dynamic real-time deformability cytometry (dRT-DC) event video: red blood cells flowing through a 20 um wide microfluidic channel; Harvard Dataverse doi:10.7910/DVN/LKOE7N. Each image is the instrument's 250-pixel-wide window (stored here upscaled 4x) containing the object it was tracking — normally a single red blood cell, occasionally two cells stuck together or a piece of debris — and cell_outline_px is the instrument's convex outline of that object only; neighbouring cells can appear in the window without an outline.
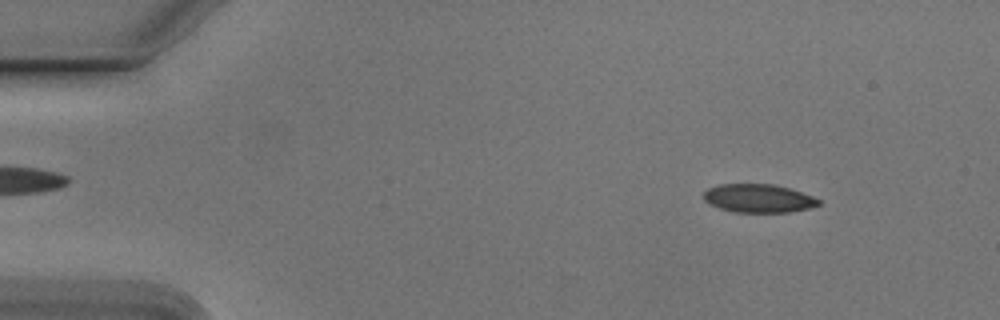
{"species": "Egyptian fruit bat (a non-hibernating species)", "species_latin": "Rousettus aegyptiacus", "temperature_condition": "cold", "stored_images_in_passage": 53, "camera_frame_rate_fps": 3000, "um_per_image_px": 0.085, "animal": {"sex": "male"}, "frame": {"image": 1, "passage_image": 6, "time_ms": 1.667, "image_size_px": [1000, 320], "cell_outline_px": [[820, 204], [808, 208], [788, 212], [736, 212], [720, 208], [704, 200], [704, 192], [708, 188], [720, 184], [772, 184], [788, 188], [812, 196], [820, 200]], "centroid_in_image_um": [64.46, 16.85], "position_along_channel_um": 20.5, "area_um2": 18.73}}
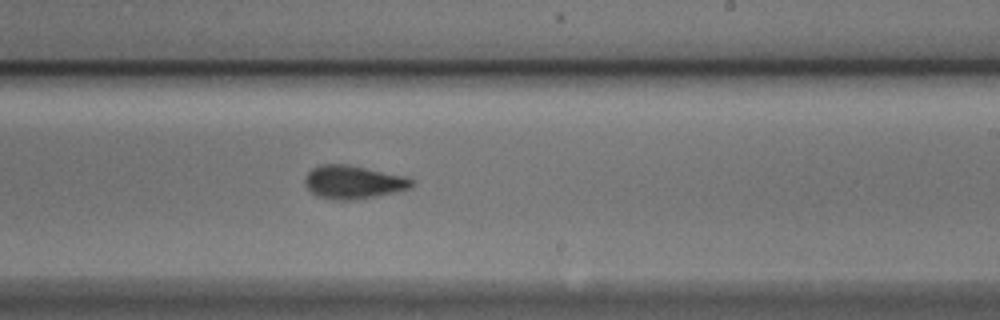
{"frame": {"image": 2, "passage_image": 32, "time_ms": 10.333, "image_size_px": [1000, 320], "cell_outline_px": [[416, 184], [412, 188], [396, 192], [356, 200], [336, 200], [316, 196], [304, 184], [304, 180], [308, 172], [312, 168], [320, 164], [348, 164], [408, 176]], "centroid_in_image_um": [30.06, 15.48], "position_along_channel_um": 258.9, "area_um2": 21.1}}
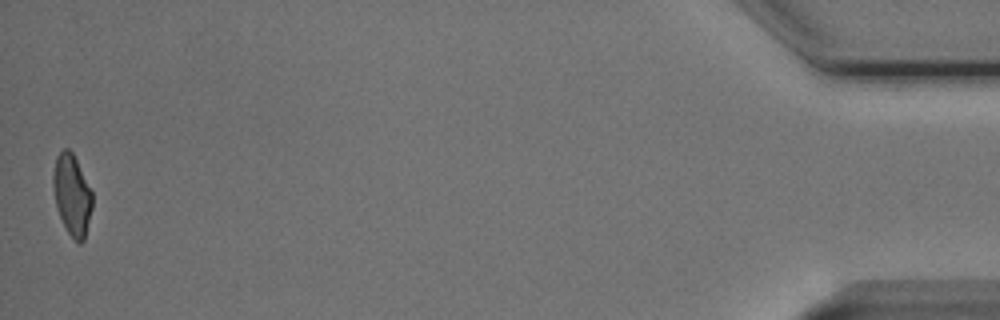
{"frame": {"image": 3, "passage_image": 53, "time_ms": 17.333, "image_size_px": [1000, 320], "cell_outline_px": [[92, 208], [84, 240], [80, 244], [68, 232], [60, 216], [56, 204], [52, 184], [52, 176], [56, 156], [64, 148], [68, 148], [72, 152], [92, 192]], "centroid_in_image_um": [6.11, 16.54], "position_along_channel_um": 429.1, "area_um2": 18.15}, "authors_computed_cell_mechanics": {"area_um2": 19.9988, "velocity_mm_per_s": 3.7837, "shape_relaxation_time_tau1_ms": 4.4468, "shape_relaxation_time_tau2_ms": 1.8757, "deformation_change_tau1": 0.1327, "deformation_change_tau2": 0.0626}}